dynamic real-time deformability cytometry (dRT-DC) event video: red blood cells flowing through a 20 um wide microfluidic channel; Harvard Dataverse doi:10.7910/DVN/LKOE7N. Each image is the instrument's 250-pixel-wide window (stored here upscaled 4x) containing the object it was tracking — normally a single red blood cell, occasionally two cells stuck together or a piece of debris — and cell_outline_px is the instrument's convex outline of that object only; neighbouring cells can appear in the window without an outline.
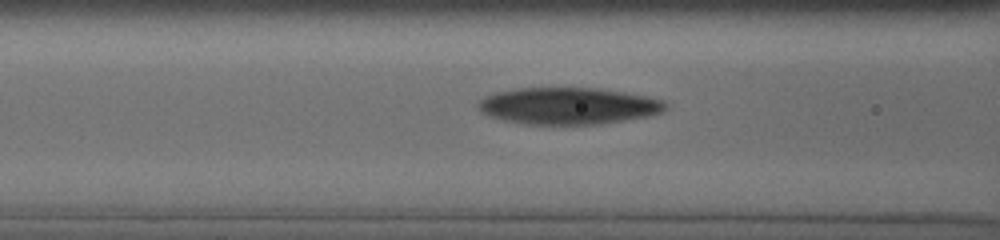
{"species": "human", "species_latin": "Homo sapiens", "temperature_condition": "cold", "stored_images_in_passage": 17, "camera_frame_rate_fps": 3000, "um_per_image_px": 0.085, "donor": {"sex": "male"}, "frame": {"image": 1, "passage_image": 10, "time_ms": 3.333, "image_size_px": [1000, 240], "cell_outline_px": [[668, 104], [660, 112], [644, 116], [624, 120], [596, 124], [524, 124], [504, 120], [492, 116], [476, 108], [476, 104], [484, 96], [496, 92], [516, 88], [600, 88], [648, 96], [664, 100]], "centroid_in_image_um": [48.27, 8.99], "position_along_channel_um": 118.3, "area_um2": 39.94}}
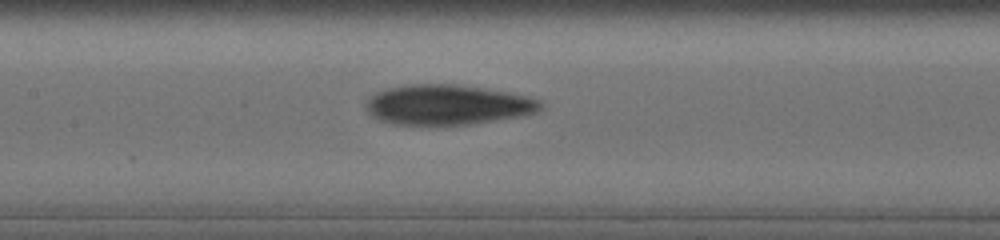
{"frame": {"image": 2, "passage_image": 13, "time_ms": 4.667, "image_size_px": [1000, 240], "cell_outline_px": [[540, 108], [536, 112], [516, 116], [468, 124], [396, 124], [380, 120], [372, 116], [368, 112], [368, 100], [376, 92], [388, 88], [404, 84], [452, 84], [480, 88], [504, 92], [524, 96], [540, 100]], "centroid_in_image_um": [37.97, 8.89], "position_along_channel_um": 169.4, "area_um2": 39.65}}
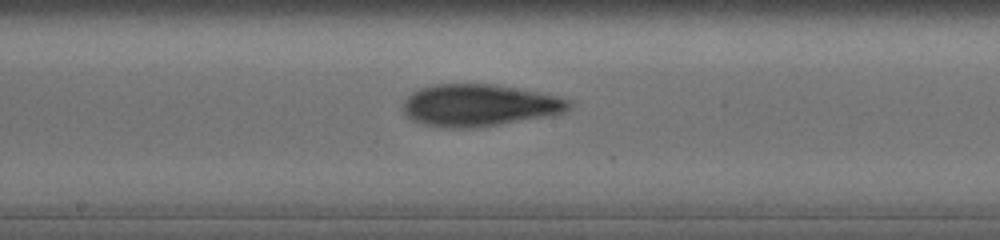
{"frame": {"image": 3, "passage_image": 16, "time_ms": 5.667, "image_size_px": [1000, 240], "cell_outline_px": [[572, 104], [564, 112], [544, 116], [472, 128], [448, 128], [424, 124], [412, 120], [404, 112], [404, 100], [412, 92], [420, 88], [436, 84], [492, 84], [536, 92], [556, 96], [568, 100]], "centroid_in_image_um": [40.67, 8.94], "position_along_channel_um": 207.5, "area_um2": 39.82}}